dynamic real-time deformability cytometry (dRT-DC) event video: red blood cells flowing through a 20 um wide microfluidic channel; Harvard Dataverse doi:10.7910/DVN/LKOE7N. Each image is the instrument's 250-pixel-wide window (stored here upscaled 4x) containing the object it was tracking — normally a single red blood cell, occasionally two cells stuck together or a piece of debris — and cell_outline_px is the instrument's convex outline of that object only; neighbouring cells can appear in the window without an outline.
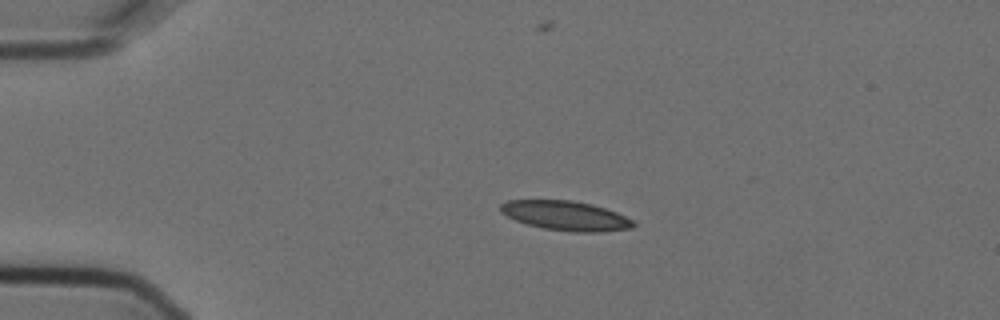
{"species": "Egyptian fruit bat (a non-hibernating species)", "species_latin": "Rousettus aegyptiacus", "temperature_condition": "cold", "stored_images_in_passage": 5, "camera_frame_rate_fps": 3000, "um_per_image_px": 0.085, "animal": {"sex": "female"}, "frame": {"image": 1, "passage_image": 3, "time_ms": 0.667, "image_size_px": [1000, 320], "cell_outline_px": [[636, 224], [632, 228], [600, 232], [572, 232], [544, 228], [528, 224], [516, 220], [500, 212], [500, 204], [508, 200], [572, 200], [592, 204], [616, 212], [632, 220]], "centroid_in_image_um": [48.09, 18.33], "position_along_channel_um": 36.9, "area_um2": 22.72}}